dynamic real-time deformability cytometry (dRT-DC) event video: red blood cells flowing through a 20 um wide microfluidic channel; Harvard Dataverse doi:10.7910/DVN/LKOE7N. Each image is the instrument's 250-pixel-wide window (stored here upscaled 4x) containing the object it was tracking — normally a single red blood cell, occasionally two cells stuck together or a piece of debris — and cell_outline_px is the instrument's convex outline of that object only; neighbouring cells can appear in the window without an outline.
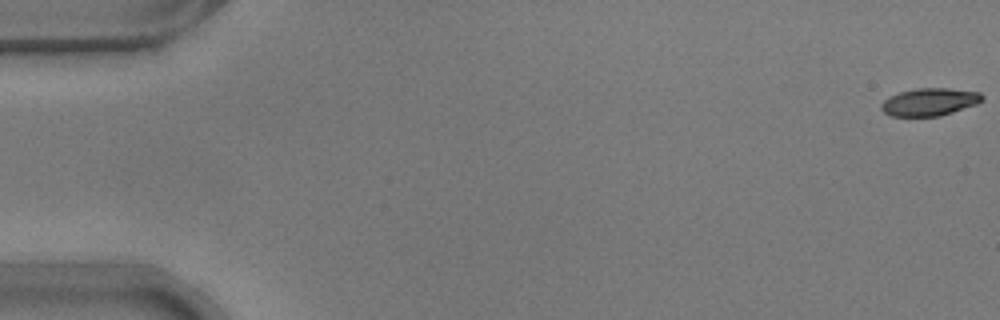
{"species": "common noctule bat (a hibernating species)", "species_latin": "Nyctalus noctula", "temperature_condition": "warm", "stored_images_in_passage": 15, "camera_frame_rate_fps": 3000, "um_per_image_px": 0.085, "animal": {"sex": "male", "body_mass_g": 17.9}, "frame": {"image": 1, "passage_image": 1, "time_ms": 0.0, "image_size_px": [1000, 320], "cell_outline_px": [[984, 96], [976, 104], [940, 116], [892, 116], [884, 112], [880, 108], [880, 104], [888, 96], [900, 92], [916, 88], [948, 88], [980, 92]], "centroid_in_image_um": [78.97, 8.66], "position_along_channel_um": 6.0, "area_um2": 16.18}}
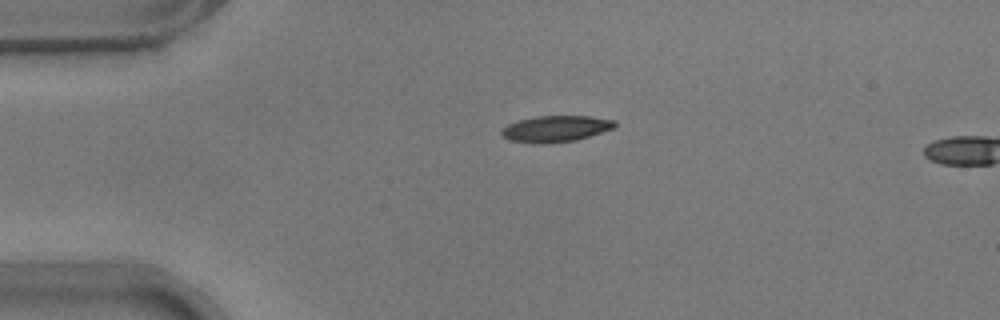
{"frame": {"image": 2, "passage_image": 13, "time_ms": 4.0, "image_size_px": [1000, 320], "cell_outline_px": [[616, 128], [576, 140], [544, 144], [536, 144], [508, 140], [500, 132], [508, 124], [520, 120], [536, 116], [592, 116], [616, 120]], "centroid_in_image_um": [47.28, 10.95], "position_along_channel_um": 37.7, "area_um2": 17.46}}